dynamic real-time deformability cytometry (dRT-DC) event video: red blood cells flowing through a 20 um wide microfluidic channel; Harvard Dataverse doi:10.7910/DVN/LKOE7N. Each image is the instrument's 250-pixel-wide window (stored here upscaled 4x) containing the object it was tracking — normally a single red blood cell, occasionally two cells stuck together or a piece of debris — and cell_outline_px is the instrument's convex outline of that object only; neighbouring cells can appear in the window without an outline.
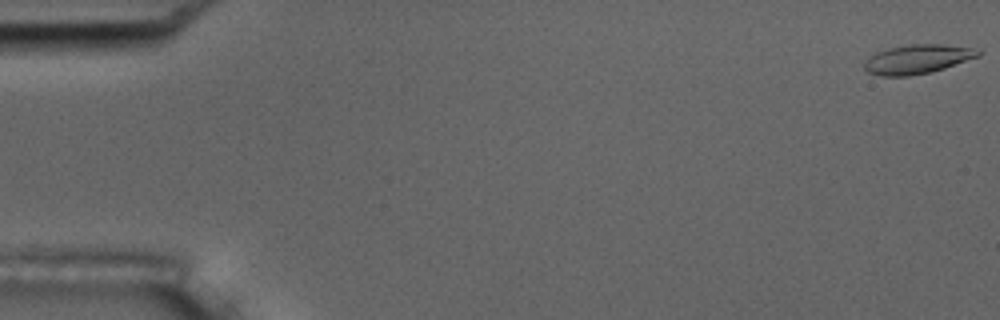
{"species": "common noctule bat (a hibernating species)", "species_latin": "Nyctalus noctula", "temperature_condition": "room temperature", "stored_images_in_passage": 55, "camera_frame_rate_fps": 3000, "um_per_image_px": 0.085, "animal": {"sex": "male", "body_mass_g": 17.5, "forearm_length_mm": 52.3}, "frame": {"image": 1, "passage_image": 1, "time_ms": 0.0, "image_size_px": [1000, 320], "cell_outline_px": [[980, 56], [932, 72], [908, 76], [880, 76], [868, 72], [864, 68], [864, 60], [868, 56], [876, 52], [888, 48], [908, 44], [944, 44], [980, 48]], "centroid_in_image_um": [77.98, 5.02], "position_along_channel_um": 7.0, "area_um2": 19.65}}
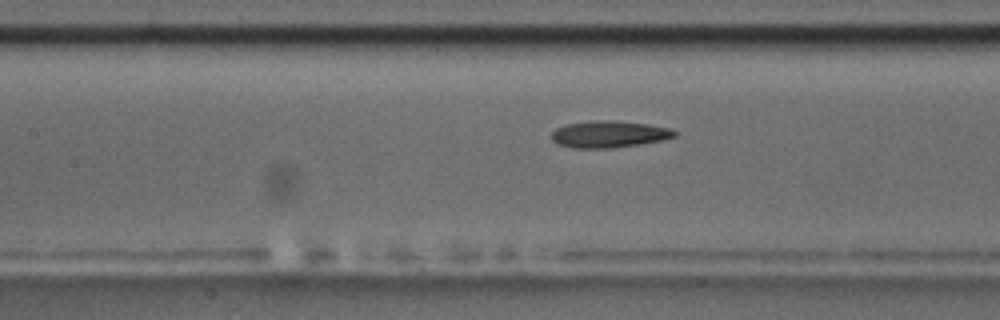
{"frame": {"image": 2, "passage_image": 25, "time_ms": 8.0, "image_size_px": [1000, 320], "cell_outline_px": [[676, 136], [660, 140], [612, 148], [572, 148], [556, 144], [552, 140], [552, 132], [556, 128], [564, 124], [592, 120], [616, 120], [648, 124], [672, 128], [676, 132]], "centroid_in_image_um": [51.72, 11.39], "position_along_channel_um": 155.7, "area_um2": 19.31}}
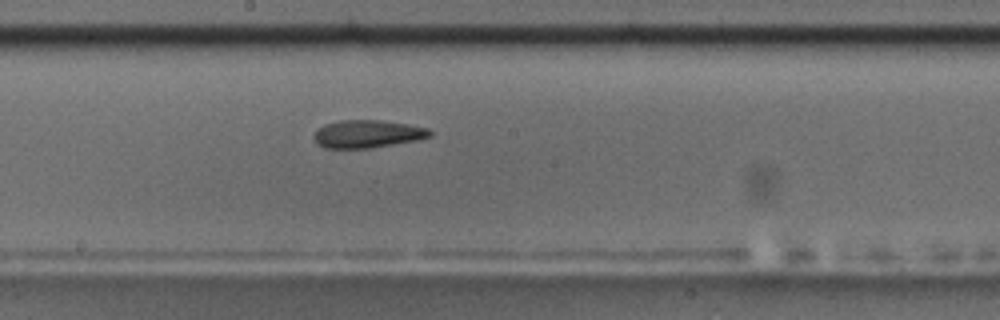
{"frame": {"image": 3, "passage_image": 30, "time_ms": 9.667, "image_size_px": [1000, 320], "cell_outline_px": [[432, 136], [416, 140], [368, 148], [324, 148], [316, 144], [312, 136], [324, 124], [340, 120], [380, 120], [408, 124], [428, 128], [432, 132]], "centroid_in_image_um": [31.21, 11.38], "position_along_channel_um": 217.0, "area_um2": 18.73}, "authors_computed_cell_mechanics": {"area_um2": 19.1896, "velocity_mm_per_s": 3.7141, "shape_relaxation_time_tau1_ms": 9.1958, "shape_relaxation_time_tau2_ms": 4.2714, "deformation_change_tau1": 0.2256, "deformation_change_tau2": 0.1169}}